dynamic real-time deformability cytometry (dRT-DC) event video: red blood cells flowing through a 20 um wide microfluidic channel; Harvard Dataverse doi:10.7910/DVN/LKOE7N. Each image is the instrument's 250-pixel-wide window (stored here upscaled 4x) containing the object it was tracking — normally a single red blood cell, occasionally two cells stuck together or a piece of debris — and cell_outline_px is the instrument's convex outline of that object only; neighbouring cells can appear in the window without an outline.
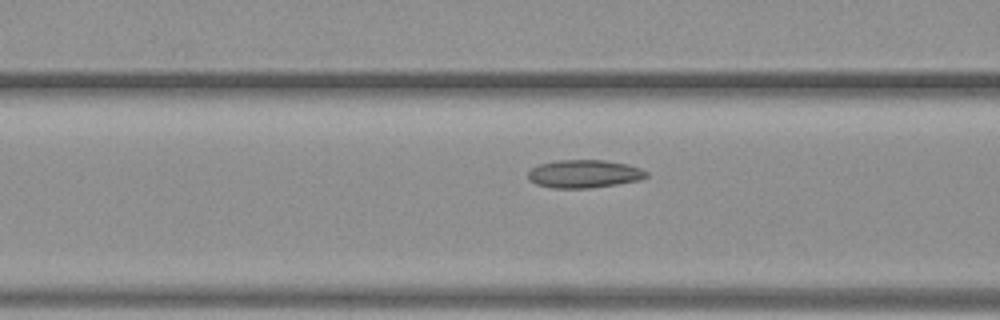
{"species": "common noctule bat (a hibernating species)", "species_latin": "Nyctalus noctula", "temperature_condition": "warm", "stored_images_in_passage": 11, "camera_frame_rate_fps": 3000, "um_per_image_px": 0.085, "animal": {"sex": "female", "body_mass_g": 19.3, "forearm_length_mm": 54.1}, "frame": {"image": 1, "passage_image": 5, "time_ms": 1.333, "image_size_px": [1000, 320], "cell_outline_px": [[648, 176], [640, 180], [616, 184], [588, 188], [552, 188], [536, 184], [528, 180], [528, 172], [532, 168], [540, 164], [556, 160], [604, 160], [628, 164], [640, 168], [648, 172]], "centroid_in_image_um": [49.65, 14.77], "position_along_channel_um": 117.0, "area_um2": 19.36}}
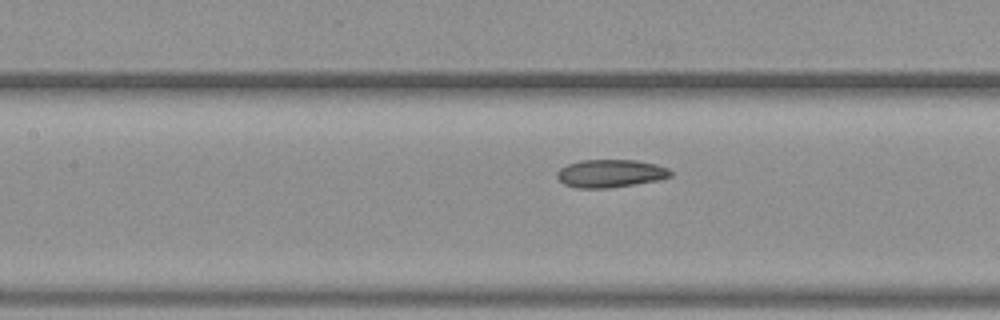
{"frame": {"image": 2, "passage_image": 8, "time_ms": 2.333, "image_size_px": [1000, 320], "cell_outline_px": [[672, 176], [660, 180], [608, 188], [576, 188], [564, 184], [556, 176], [556, 172], [560, 168], [568, 164], [580, 160], [636, 160], [656, 164], [668, 168], [672, 172]], "centroid_in_image_um": [51.89, 14.74], "position_along_channel_um": 155.5, "area_um2": 18.55}}